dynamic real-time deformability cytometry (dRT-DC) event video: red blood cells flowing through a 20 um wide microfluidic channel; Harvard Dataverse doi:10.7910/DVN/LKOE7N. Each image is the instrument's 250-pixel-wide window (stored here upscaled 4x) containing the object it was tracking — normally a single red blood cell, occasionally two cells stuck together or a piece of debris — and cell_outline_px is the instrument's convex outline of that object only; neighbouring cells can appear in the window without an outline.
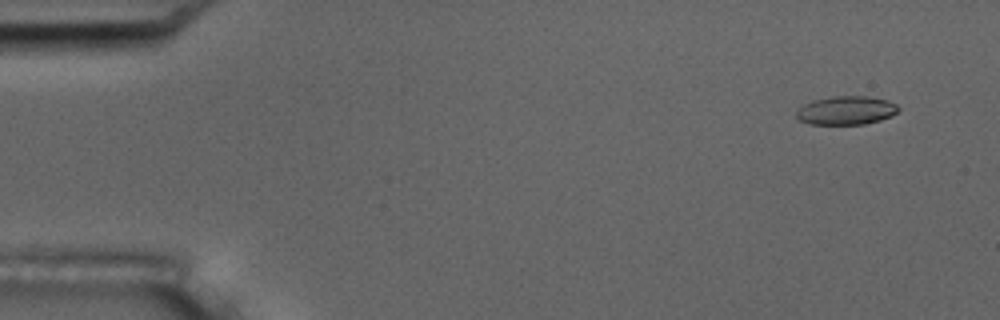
{"species": "common noctule bat (a hibernating species)", "species_latin": "Nyctalus noctula", "temperature_condition": "room temperature", "stored_images_in_passage": 55, "camera_frame_rate_fps": 3000, "um_per_image_px": 0.085, "animal": {"sex": "male", "body_mass_g": 17.5, "forearm_length_mm": 52.3}, "frame": {"image": 1, "passage_image": 4, "time_ms": 1.0, "image_size_px": [1000, 320], "cell_outline_px": [[900, 108], [892, 116], [880, 120], [864, 124], [812, 124], [800, 120], [796, 116], [796, 112], [804, 104], [812, 100], [832, 96], [864, 96], [888, 100], [896, 104]], "centroid_in_image_um": [71.94, 9.38], "position_along_channel_um": 13.1, "area_um2": 16.94}}
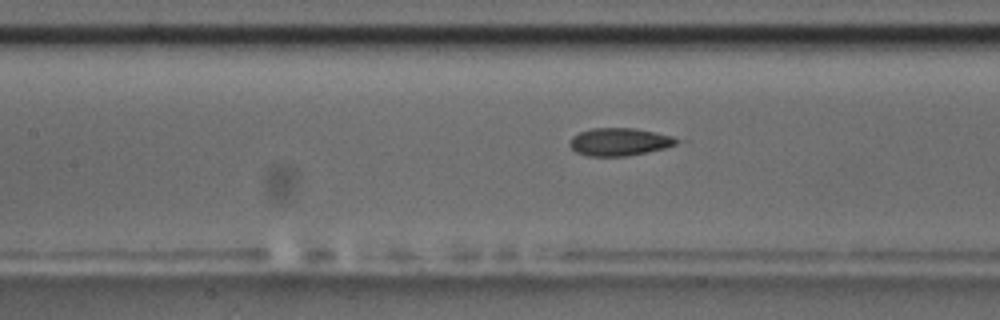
{"frame": {"image": 2, "passage_image": 25, "time_ms": 8.0, "image_size_px": [1000, 320], "cell_outline_px": [[680, 140], [676, 144], [664, 148], [628, 156], [588, 156], [576, 152], [568, 144], [572, 136], [580, 132], [592, 128], [632, 128], [656, 132], [672, 136]], "centroid_in_image_um": [52.63, 12.05], "position_along_channel_um": 154.8, "area_um2": 17.22}}
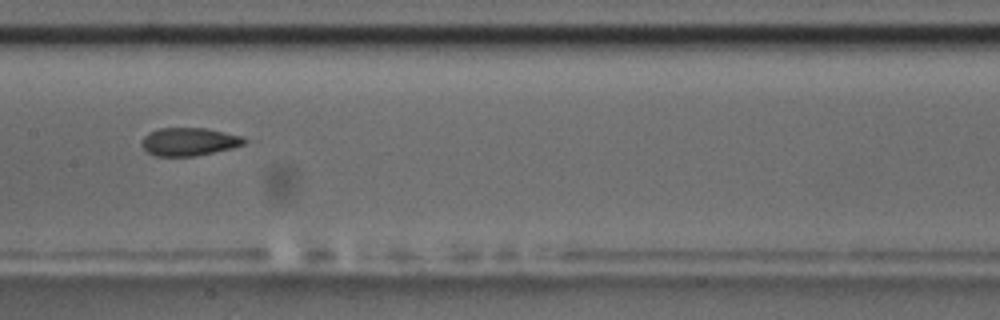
{"frame": {"image": 3, "passage_image": 28, "time_ms": 9.0, "image_size_px": [1000, 320], "cell_outline_px": [[248, 140], [244, 144], [232, 148], [196, 156], [156, 156], [148, 152], [140, 144], [144, 136], [148, 132], [160, 128], [208, 128], [244, 136]], "centroid_in_image_um": [16.09, 12.03], "position_along_channel_um": 191.3, "area_um2": 16.94}, "authors_computed_cell_mechanics": {"area_um2": 17.2244, "velocity_mm_per_s": 3.6984, "shape_relaxation_time_tau1_ms": null, "shape_relaxation_time_tau2_ms": 2.3523, "deformation_change_tau1": null, "deformation_change_tau2": 0.0825}}